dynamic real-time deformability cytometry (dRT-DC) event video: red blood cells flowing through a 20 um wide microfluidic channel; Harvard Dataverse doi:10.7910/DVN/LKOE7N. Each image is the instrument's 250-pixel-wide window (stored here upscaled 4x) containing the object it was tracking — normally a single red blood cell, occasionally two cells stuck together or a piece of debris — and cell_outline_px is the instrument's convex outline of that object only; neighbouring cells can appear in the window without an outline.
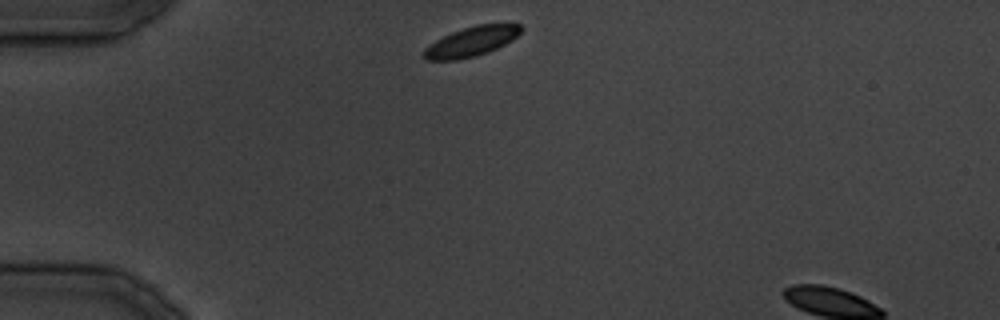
{"species": "common noctule bat (a hibernating species)", "species_latin": "Nyctalus noctula", "temperature_condition": "cold", "stored_images_in_passage": 3, "camera_frame_rate_fps": 3000, "um_per_image_px": 0.085, "animal": {"sex": "male", "body_mass_g": 19.5, "forearm_length_mm": 54.6}, "frame": {"image": 1, "passage_image": 1, "time_ms": 0.0, "image_size_px": [1000, 320], "cell_outline_px": [[524, 28], [512, 40], [488, 52], [476, 56], [456, 60], [424, 60], [424, 48], [436, 40], [452, 32], [476, 24], [520, 24]], "centroid_in_image_um": [40.07, 3.53], "position_along_channel_um": 44.9, "area_um2": 16.65}}